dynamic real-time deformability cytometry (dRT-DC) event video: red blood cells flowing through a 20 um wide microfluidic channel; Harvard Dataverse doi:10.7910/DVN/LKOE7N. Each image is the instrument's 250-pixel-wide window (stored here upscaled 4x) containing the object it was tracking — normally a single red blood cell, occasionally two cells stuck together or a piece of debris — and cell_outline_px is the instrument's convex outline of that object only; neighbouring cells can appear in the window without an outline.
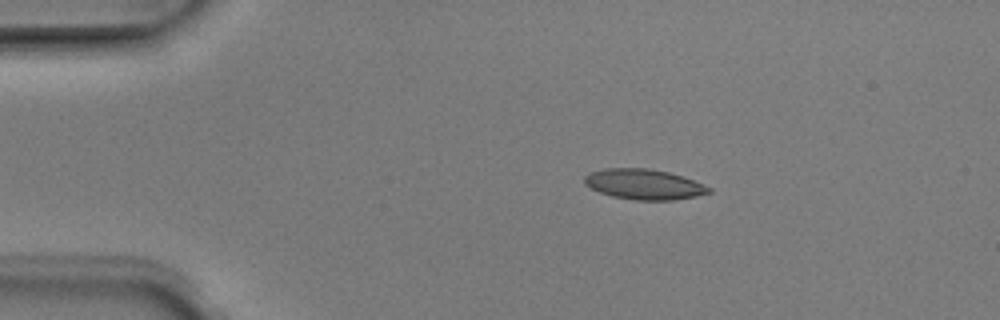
{"species": "Egyptian fruit bat (a non-hibernating species)", "species_latin": "Rousettus aegyptiacus", "temperature_condition": "room temperature", "stored_images_in_passage": 6, "camera_frame_rate_fps": 3000, "um_per_image_px": 0.085, "animal": {"sex": "male"}, "frame": {"image": 1, "passage_image": 3, "time_ms": 0.667, "image_size_px": [1000, 320], "cell_outline_px": [[712, 192], [696, 196], [672, 200], [636, 200], [612, 196], [600, 192], [584, 184], [584, 176], [588, 172], [604, 168], [648, 168], [668, 172], [704, 184], [712, 188]], "centroid_in_image_um": [54.72, 15.66], "position_along_channel_um": 30.3, "area_um2": 21.96}}
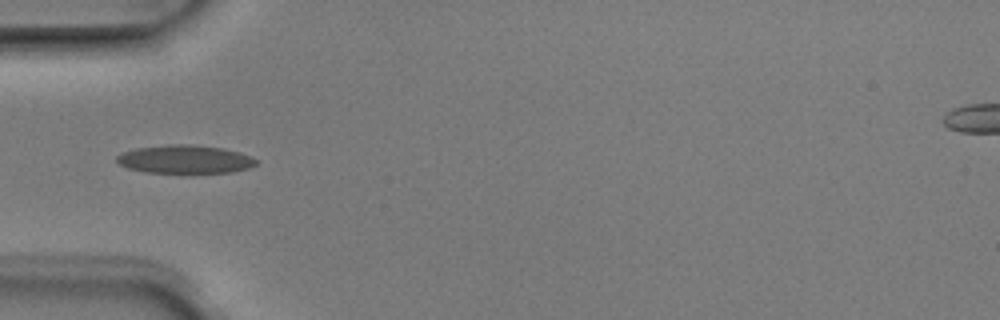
{"frame": {"image": 2, "passage_image": 5, "time_ms": 1.333, "image_size_px": [1000, 320], "cell_outline_px": [[256, 164], [248, 168], [232, 172], [188, 176], [180, 176], [144, 172], [128, 168], [120, 164], [116, 160], [116, 156], [124, 152], [136, 148], [168, 144], [192, 144], [224, 148], [240, 152], [256, 160]], "centroid_in_image_um": [15.71, 13.59], "position_along_channel_um": 69.3, "area_um2": 24.16}}
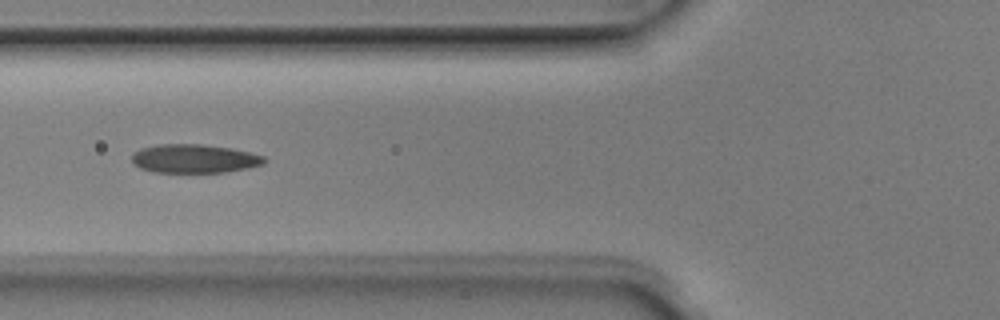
{"frame": {"image": 3, "passage_image": 6, "time_ms": 1.667, "image_size_px": [1000, 320], "cell_outline_px": [[268, 160], [264, 164], [248, 168], [224, 172], [152, 172], [140, 168], [132, 164], [132, 152], [140, 148], [160, 144], [204, 144], [232, 148], [264, 156]], "centroid_in_image_um": [16.5, 13.48], "position_along_channel_um": 109.3, "area_um2": 22.37}}